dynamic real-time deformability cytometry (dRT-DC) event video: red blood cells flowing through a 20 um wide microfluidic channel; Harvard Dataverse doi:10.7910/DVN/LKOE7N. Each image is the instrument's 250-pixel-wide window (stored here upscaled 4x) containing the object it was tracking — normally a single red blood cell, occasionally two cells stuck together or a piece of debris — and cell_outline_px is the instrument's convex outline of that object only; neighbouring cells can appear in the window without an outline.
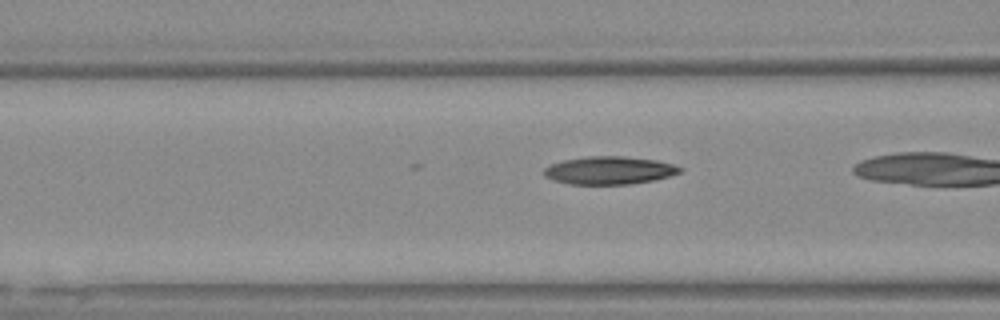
{"species": "Egyptian fruit bat (a non-hibernating species)", "species_latin": "Rousettus aegyptiacus", "temperature_condition": "warm", "stored_images_in_passage": 12, "camera_frame_rate_fps": 3000, "um_per_image_px": 0.085, "animal": {"sex": "female"}, "frame": {"image": 1, "passage_image": 4, "time_ms": 1.0, "image_size_px": [1000, 320], "cell_outline_px": [[684, 168], [680, 172], [668, 176], [652, 180], [628, 184], [568, 184], [544, 176], [544, 168], [548, 164], [564, 160], [588, 156], [624, 156], [656, 160], [672, 164]], "centroid_in_image_um": [51.76, 14.47], "position_along_channel_um": 114.8, "area_um2": 21.96}}